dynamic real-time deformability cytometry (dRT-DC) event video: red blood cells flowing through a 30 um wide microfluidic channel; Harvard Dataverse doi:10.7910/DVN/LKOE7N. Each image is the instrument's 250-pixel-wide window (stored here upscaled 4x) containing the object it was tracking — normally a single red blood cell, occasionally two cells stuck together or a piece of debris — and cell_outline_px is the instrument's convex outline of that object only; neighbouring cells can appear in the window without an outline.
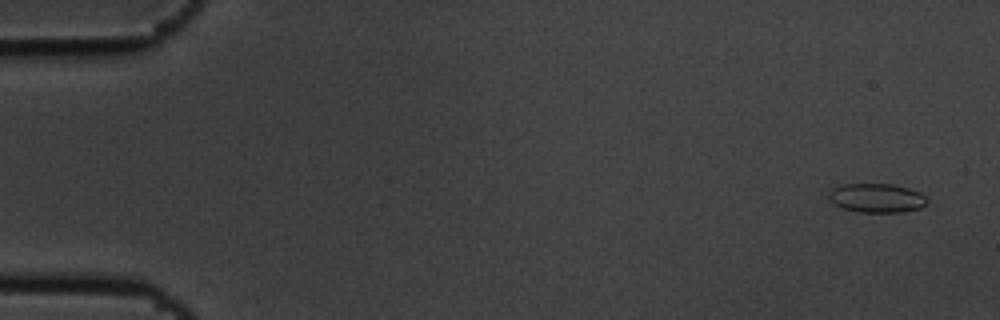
{"species": "common noctule bat (a hibernating species)", "species_latin": "Nyctalus noctula", "temperature_condition": "cold", "stored_images_in_passage": 4, "camera_frame_rate_fps": 3000, "um_per_image_px": 0.085, "animal": {"sex": "male", "body_mass_g": 19.5, "forearm_length_mm": 54.6}, "frame": {"image": 1, "passage_image": 1, "time_ms": 0.0, "image_size_px": [1000, 320], "cell_outline_px": [[928, 204], [920, 208], [904, 212], [856, 212], [832, 204], [828, 200], [828, 192], [832, 188], [844, 184], [892, 184], [908, 188], [920, 192], [928, 200]], "centroid_in_image_um": [74.5, 16.83], "position_along_channel_um": 10.5, "area_um2": 16.88}}